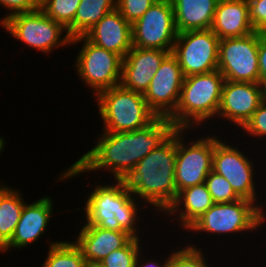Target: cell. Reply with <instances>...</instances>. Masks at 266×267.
I'll list each match as a JSON object with an SVG mask.
<instances>
[{"label":"cell","instance_id":"4316f807","mask_svg":"<svg viewBox=\"0 0 266 267\" xmlns=\"http://www.w3.org/2000/svg\"><path fill=\"white\" fill-rule=\"evenodd\" d=\"M142 239L132 238L124 247L112 251L97 265L99 267H134L142 247Z\"/></svg>","mask_w":266,"mask_h":267},{"label":"cell","instance_id":"603a6c76","mask_svg":"<svg viewBox=\"0 0 266 267\" xmlns=\"http://www.w3.org/2000/svg\"><path fill=\"white\" fill-rule=\"evenodd\" d=\"M8 185L0 184V254L11 240L26 203L22 191Z\"/></svg>","mask_w":266,"mask_h":267},{"label":"cell","instance_id":"cb8c5ba5","mask_svg":"<svg viewBox=\"0 0 266 267\" xmlns=\"http://www.w3.org/2000/svg\"><path fill=\"white\" fill-rule=\"evenodd\" d=\"M116 8V0H81L73 23L67 28L73 38L85 35L108 12Z\"/></svg>","mask_w":266,"mask_h":267},{"label":"cell","instance_id":"5b68a950","mask_svg":"<svg viewBox=\"0 0 266 267\" xmlns=\"http://www.w3.org/2000/svg\"><path fill=\"white\" fill-rule=\"evenodd\" d=\"M104 132H127L144 128L158 116L149 108L144 94L120 84L101 91L96 97Z\"/></svg>","mask_w":266,"mask_h":267},{"label":"cell","instance_id":"836d02e7","mask_svg":"<svg viewBox=\"0 0 266 267\" xmlns=\"http://www.w3.org/2000/svg\"><path fill=\"white\" fill-rule=\"evenodd\" d=\"M259 80L258 83L266 90V34H260L258 47Z\"/></svg>","mask_w":266,"mask_h":267},{"label":"cell","instance_id":"d590c367","mask_svg":"<svg viewBox=\"0 0 266 267\" xmlns=\"http://www.w3.org/2000/svg\"><path fill=\"white\" fill-rule=\"evenodd\" d=\"M5 146H6V139L3 136H0V155L1 153H3L2 151L5 150Z\"/></svg>","mask_w":266,"mask_h":267},{"label":"cell","instance_id":"d6986e66","mask_svg":"<svg viewBox=\"0 0 266 267\" xmlns=\"http://www.w3.org/2000/svg\"><path fill=\"white\" fill-rule=\"evenodd\" d=\"M90 42L122 58L131 50L132 24L115 8L108 12L85 35Z\"/></svg>","mask_w":266,"mask_h":267},{"label":"cell","instance_id":"ac0fdd59","mask_svg":"<svg viewBox=\"0 0 266 267\" xmlns=\"http://www.w3.org/2000/svg\"><path fill=\"white\" fill-rule=\"evenodd\" d=\"M74 244L88 265H97L112 251L124 247L133 237L125 231H112L96 225H81Z\"/></svg>","mask_w":266,"mask_h":267},{"label":"cell","instance_id":"ffe728a7","mask_svg":"<svg viewBox=\"0 0 266 267\" xmlns=\"http://www.w3.org/2000/svg\"><path fill=\"white\" fill-rule=\"evenodd\" d=\"M214 204L211 194L205 183L181 190L168 210L161 215L170 222H178L182 231L187 229L198 220ZM175 214V215H174ZM166 215L168 218H166ZM173 216V217H172ZM176 216V217H175Z\"/></svg>","mask_w":266,"mask_h":267},{"label":"cell","instance_id":"6da1fadb","mask_svg":"<svg viewBox=\"0 0 266 267\" xmlns=\"http://www.w3.org/2000/svg\"><path fill=\"white\" fill-rule=\"evenodd\" d=\"M177 128L164 117H157L148 126L127 132L101 131L94 147L58 176L60 182L83 173L107 171L114 180H124L136 164L153 149L162 145Z\"/></svg>","mask_w":266,"mask_h":267},{"label":"cell","instance_id":"83f0119b","mask_svg":"<svg viewBox=\"0 0 266 267\" xmlns=\"http://www.w3.org/2000/svg\"><path fill=\"white\" fill-rule=\"evenodd\" d=\"M81 0H43L41 10L66 29L73 23Z\"/></svg>","mask_w":266,"mask_h":267},{"label":"cell","instance_id":"ba28073f","mask_svg":"<svg viewBox=\"0 0 266 267\" xmlns=\"http://www.w3.org/2000/svg\"><path fill=\"white\" fill-rule=\"evenodd\" d=\"M74 63L77 77L93 91L94 98L103 90L120 84L123 58L90 42L84 35L73 37L72 45H80ZM81 49V50H80Z\"/></svg>","mask_w":266,"mask_h":267},{"label":"cell","instance_id":"4dcf8cb0","mask_svg":"<svg viewBox=\"0 0 266 267\" xmlns=\"http://www.w3.org/2000/svg\"><path fill=\"white\" fill-rule=\"evenodd\" d=\"M241 130L251 138L266 141V98Z\"/></svg>","mask_w":266,"mask_h":267},{"label":"cell","instance_id":"e575fe53","mask_svg":"<svg viewBox=\"0 0 266 267\" xmlns=\"http://www.w3.org/2000/svg\"><path fill=\"white\" fill-rule=\"evenodd\" d=\"M142 251H140L139 255L137 256V259L135 261V265L134 267H168V262H169V255L166 259H164L161 263V261H159V259H151V258H147V256H145ZM158 260V261H157Z\"/></svg>","mask_w":266,"mask_h":267},{"label":"cell","instance_id":"8d00e7d4","mask_svg":"<svg viewBox=\"0 0 266 267\" xmlns=\"http://www.w3.org/2000/svg\"><path fill=\"white\" fill-rule=\"evenodd\" d=\"M87 267H99L98 265H88Z\"/></svg>","mask_w":266,"mask_h":267},{"label":"cell","instance_id":"7a4b0ae2","mask_svg":"<svg viewBox=\"0 0 266 267\" xmlns=\"http://www.w3.org/2000/svg\"><path fill=\"white\" fill-rule=\"evenodd\" d=\"M176 153L177 130L162 145L141 159L124 179L132 195L147 208L152 205L156 214L161 212L163 215L177 197Z\"/></svg>","mask_w":266,"mask_h":267},{"label":"cell","instance_id":"484cf974","mask_svg":"<svg viewBox=\"0 0 266 267\" xmlns=\"http://www.w3.org/2000/svg\"><path fill=\"white\" fill-rule=\"evenodd\" d=\"M192 242H187L189 244L184 245L182 248L179 246V249L176 251L172 248L169 254L168 267H213L209 266L211 263H207L206 255L202 252V248H199L198 245ZM193 245H192V244Z\"/></svg>","mask_w":266,"mask_h":267},{"label":"cell","instance_id":"2e32d148","mask_svg":"<svg viewBox=\"0 0 266 267\" xmlns=\"http://www.w3.org/2000/svg\"><path fill=\"white\" fill-rule=\"evenodd\" d=\"M52 199L50 195H44L38 200L32 201V203H28L26 200L20 220L11 240L6 244L4 254L11 249L13 250V248L26 249L31 244H36L44 236L47 227L50 226L52 214H54V201Z\"/></svg>","mask_w":266,"mask_h":267},{"label":"cell","instance_id":"5bb4252c","mask_svg":"<svg viewBox=\"0 0 266 267\" xmlns=\"http://www.w3.org/2000/svg\"><path fill=\"white\" fill-rule=\"evenodd\" d=\"M184 75L177 58L169 53L161 62L151 80L144 98L158 116L168 118L176 109Z\"/></svg>","mask_w":266,"mask_h":267},{"label":"cell","instance_id":"277c9868","mask_svg":"<svg viewBox=\"0 0 266 267\" xmlns=\"http://www.w3.org/2000/svg\"><path fill=\"white\" fill-rule=\"evenodd\" d=\"M224 82L219 70L184 77L177 107L168 119L189 133L195 131L193 127H205L207 121L217 119Z\"/></svg>","mask_w":266,"mask_h":267},{"label":"cell","instance_id":"52a82bcc","mask_svg":"<svg viewBox=\"0 0 266 267\" xmlns=\"http://www.w3.org/2000/svg\"><path fill=\"white\" fill-rule=\"evenodd\" d=\"M0 26L15 40L46 55L59 47L62 49L71 46L72 37L67 29L49 18L41 9L14 14ZM64 31L66 34L62 36Z\"/></svg>","mask_w":266,"mask_h":267},{"label":"cell","instance_id":"4fadbf2b","mask_svg":"<svg viewBox=\"0 0 266 267\" xmlns=\"http://www.w3.org/2000/svg\"><path fill=\"white\" fill-rule=\"evenodd\" d=\"M178 35L171 0H157L132 24V44L172 53Z\"/></svg>","mask_w":266,"mask_h":267},{"label":"cell","instance_id":"f1b7e54d","mask_svg":"<svg viewBox=\"0 0 266 267\" xmlns=\"http://www.w3.org/2000/svg\"><path fill=\"white\" fill-rule=\"evenodd\" d=\"M205 184L214 203H226L241 199L234 192L231 184L213 170L208 174Z\"/></svg>","mask_w":266,"mask_h":267},{"label":"cell","instance_id":"9a60e30c","mask_svg":"<svg viewBox=\"0 0 266 267\" xmlns=\"http://www.w3.org/2000/svg\"><path fill=\"white\" fill-rule=\"evenodd\" d=\"M265 98L266 90L259 83L225 80L217 119L228 120L227 125L237 126L234 130L242 129Z\"/></svg>","mask_w":266,"mask_h":267},{"label":"cell","instance_id":"7c38bea8","mask_svg":"<svg viewBox=\"0 0 266 267\" xmlns=\"http://www.w3.org/2000/svg\"><path fill=\"white\" fill-rule=\"evenodd\" d=\"M260 33L225 38L219 42L218 70L225 80L258 83Z\"/></svg>","mask_w":266,"mask_h":267},{"label":"cell","instance_id":"f546056e","mask_svg":"<svg viewBox=\"0 0 266 267\" xmlns=\"http://www.w3.org/2000/svg\"><path fill=\"white\" fill-rule=\"evenodd\" d=\"M157 0H116V9L125 20L133 24L136 20L156 2Z\"/></svg>","mask_w":266,"mask_h":267},{"label":"cell","instance_id":"30bf717a","mask_svg":"<svg viewBox=\"0 0 266 267\" xmlns=\"http://www.w3.org/2000/svg\"><path fill=\"white\" fill-rule=\"evenodd\" d=\"M187 129H177V153L175 163V186L177 194L186 188L205 183L212 171L214 134L185 141ZM199 135V137H198ZM202 137V138H201ZM197 139V140H196Z\"/></svg>","mask_w":266,"mask_h":267},{"label":"cell","instance_id":"d6a6232c","mask_svg":"<svg viewBox=\"0 0 266 267\" xmlns=\"http://www.w3.org/2000/svg\"><path fill=\"white\" fill-rule=\"evenodd\" d=\"M1 8H6L8 13L3 15L0 24L8 17L24 12H32L41 8L40 0H0Z\"/></svg>","mask_w":266,"mask_h":267},{"label":"cell","instance_id":"e0dca14e","mask_svg":"<svg viewBox=\"0 0 266 267\" xmlns=\"http://www.w3.org/2000/svg\"><path fill=\"white\" fill-rule=\"evenodd\" d=\"M169 51L132 47L122 62L120 85L144 94Z\"/></svg>","mask_w":266,"mask_h":267},{"label":"cell","instance_id":"8992f818","mask_svg":"<svg viewBox=\"0 0 266 267\" xmlns=\"http://www.w3.org/2000/svg\"><path fill=\"white\" fill-rule=\"evenodd\" d=\"M266 216L260 207L250 200L241 198L237 201L226 203H214L198 220H196L185 232L206 233L210 236L225 237L233 234L244 235L264 226ZM226 234V235H225ZM225 235V236H224Z\"/></svg>","mask_w":266,"mask_h":267},{"label":"cell","instance_id":"44dd1931","mask_svg":"<svg viewBox=\"0 0 266 267\" xmlns=\"http://www.w3.org/2000/svg\"><path fill=\"white\" fill-rule=\"evenodd\" d=\"M210 29L220 40L255 32L249 19L247 0H219Z\"/></svg>","mask_w":266,"mask_h":267},{"label":"cell","instance_id":"7402d4cb","mask_svg":"<svg viewBox=\"0 0 266 267\" xmlns=\"http://www.w3.org/2000/svg\"><path fill=\"white\" fill-rule=\"evenodd\" d=\"M219 0H171L177 32L211 28Z\"/></svg>","mask_w":266,"mask_h":267},{"label":"cell","instance_id":"3957f363","mask_svg":"<svg viewBox=\"0 0 266 267\" xmlns=\"http://www.w3.org/2000/svg\"><path fill=\"white\" fill-rule=\"evenodd\" d=\"M112 182L102 184L101 181L98 183L100 185L96 184L86 195L88 197L83 204L85 216L83 223L112 231H125L137 239L144 238L140 237L143 233L140 235L141 225L137 224L143 222L140 218L142 216L140 209L145 213L144 207L147 206L132 195L124 180H112Z\"/></svg>","mask_w":266,"mask_h":267},{"label":"cell","instance_id":"9c48e42d","mask_svg":"<svg viewBox=\"0 0 266 267\" xmlns=\"http://www.w3.org/2000/svg\"><path fill=\"white\" fill-rule=\"evenodd\" d=\"M214 135L212 170L223 176L231 184L234 192L240 198L255 202L266 216L264 212L266 205L261 203L259 197H257L261 189L258 188V185L256 187V183H258L255 180L257 171L255 168L256 161H253L252 158L250 159L248 154H246L247 152L245 151L244 153V149L242 152L240 146L238 149L237 146L228 144L229 141L222 140L221 137L218 138L219 136L217 134Z\"/></svg>","mask_w":266,"mask_h":267},{"label":"cell","instance_id":"8fae6325","mask_svg":"<svg viewBox=\"0 0 266 267\" xmlns=\"http://www.w3.org/2000/svg\"><path fill=\"white\" fill-rule=\"evenodd\" d=\"M219 42L211 29L178 33L172 54L184 77L218 70Z\"/></svg>","mask_w":266,"mask_h":267},{"label":"cell","instance_id":"d4e9b609","mask_svg":"<svg viewBox=\"0 0 266 267\" xmlns=\"http://www.w3.org/2000/svg\"><path fill=\"white\" fill-rule=\"evenodd\" d=\"M49 250L44 263L39 267H87L88 264L80 249L71 240L53 241L48 244Z\"/></svg>","mask_w":266,"mask_h":267},{"label":"cell","instance_id":"1f68e13d","mask_svg":"<svg viewBox=\"0 0 266 267\" xmlns=\"http://www.w3.org/2000/svg\"><path fill=\"white\" fill-rule=\"evenodd\" d=\"M247 4L254 31L266 34V0H247Z\"/></svg>","mask_w":266,"mask_h":267}]
</instances>
